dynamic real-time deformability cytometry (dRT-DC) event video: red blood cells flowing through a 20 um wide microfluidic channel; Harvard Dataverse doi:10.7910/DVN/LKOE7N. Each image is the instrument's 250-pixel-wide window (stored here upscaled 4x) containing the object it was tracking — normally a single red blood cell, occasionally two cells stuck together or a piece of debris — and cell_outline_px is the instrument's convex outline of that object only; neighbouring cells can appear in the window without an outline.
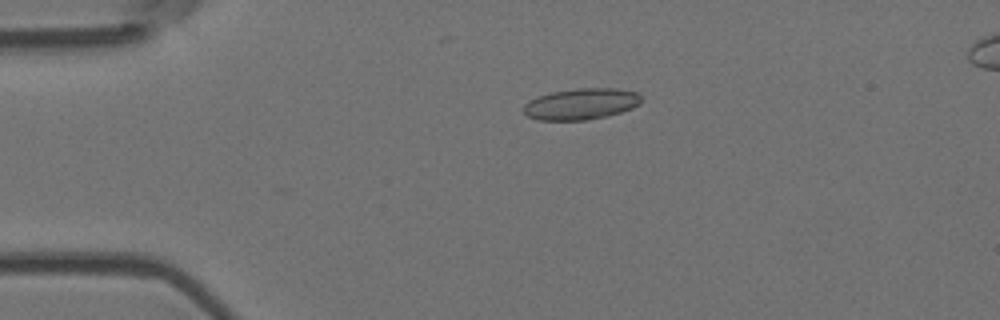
{"species": "Egyptian fruit bat (a non-hibernating species)", "species_latin": "Rousettus aegyptiacus", "temperature_condition": "room temperature", "stored_images_in_passage": 6, "segment_of_instrument_passage": [1, 2], "camera_frame_rate_fps": 3000, "um_per_image_px": 0.085, "animal": {"sex": "female"}, "frame": {"image": 1, "passage_image": 4, "time_ms": 1.0, "image_size_px": [1000, 320], "cell_outline_px": [[640, 104], [632, 108], [608, 116], [584, 120], [536, 120], [528, 116], [524, 112], [524, 104], [536, 96], [552, 92], [576, 88], [616, 88], [636, 92], [640, 96]], "centroid_in_image_um": [49.38, 8.83], "position_along_channel_um": 35.6, "area_um2": 21.44}}